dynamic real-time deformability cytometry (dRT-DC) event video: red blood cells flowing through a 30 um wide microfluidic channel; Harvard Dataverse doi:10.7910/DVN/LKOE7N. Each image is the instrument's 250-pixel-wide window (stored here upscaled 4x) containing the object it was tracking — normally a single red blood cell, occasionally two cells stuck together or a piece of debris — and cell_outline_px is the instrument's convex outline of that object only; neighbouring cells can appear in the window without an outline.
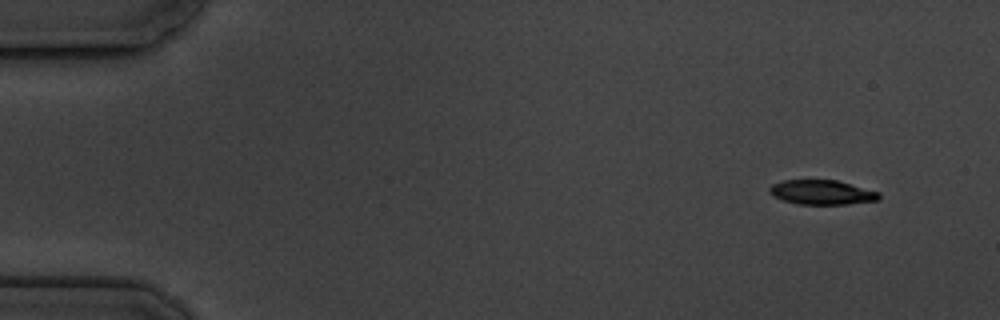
{"species": "common noctule bat (a hibernating species)", "species_latin": "Nyctalus noctula", "temperature_condition": "cold", "stored_images_in_passage": 4, "camera_frame_rate_fps": 3000, "um_per_image_px": 0.085, "animal": {"sex": "male", "body_mass_g": 19.5, "forearm_length_mm": 54.6}, "frame": {"image": 1, "passage_image": 1, "time_ms": 0.0, "image_size_px": [1000, 320], "cell_outline_px": [[880, 200], [848, 204], [796, 204], [772, 196], [768, 192], [768, 188], [772, 184], [784, 180], [836, 180], [880, 192]], "centroid_in_image_um": [69.85, 16.35], "position_along_channel_um": 15.2, "area_um2": 15.72}}
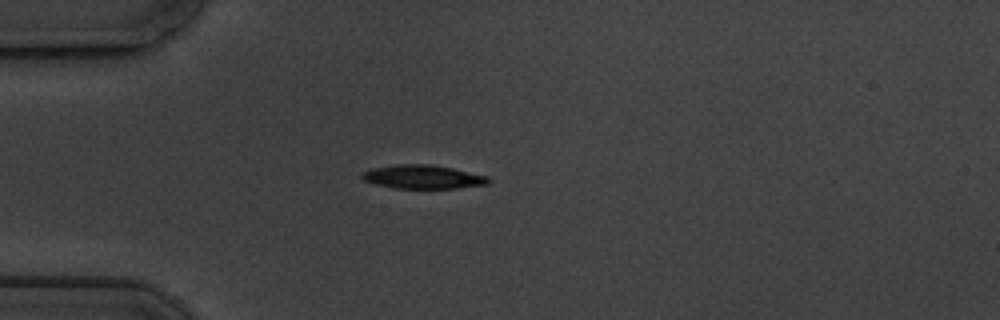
{"frame": {"image": 2, "passage_image": 4, "time_ms": 3.667, "image_size_px": [1000, 320], "cell_outline_px": [[492, 180], [488, 184], [456, 188], [392, 188], [376, 184], [364, 180], [360, 176], [364, 172], [372, 168], [396, 164], [432, 164], [452, 168], [488, 176]], "centroid_in_image_um": [35.96, 15.03], "position_along_channel_um": 49.0, "area_um2": 17.46}}